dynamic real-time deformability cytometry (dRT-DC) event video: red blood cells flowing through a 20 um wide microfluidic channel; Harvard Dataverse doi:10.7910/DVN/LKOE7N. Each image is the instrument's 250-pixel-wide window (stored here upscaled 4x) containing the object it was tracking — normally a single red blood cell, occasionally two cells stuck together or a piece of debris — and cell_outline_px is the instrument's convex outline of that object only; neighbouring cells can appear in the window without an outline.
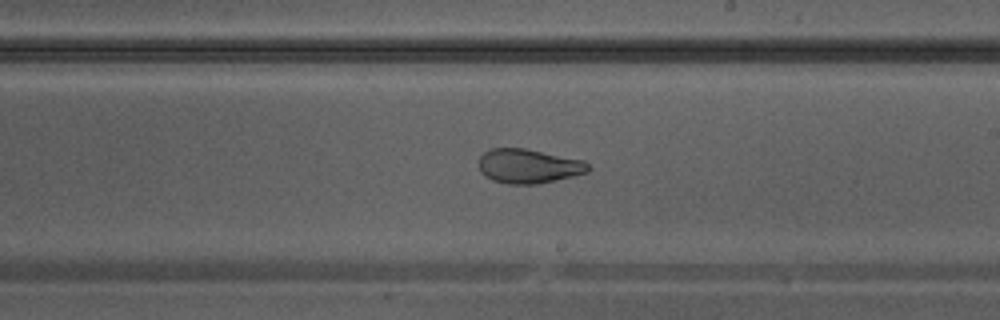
{"species": "Egyptian fruit bat (a non-hibernating species)", "species_latin": "Rousettus aegyptiacus", "temperature_condition": "warm", "stored_images_in_passage": 40, "camera_frame_rate_fps": 3000, "um_per_image_px": 0.085, "animal": {"sex": "male"}, "frame": {"image": 1, "passage_image": 24, "time_ms": 7.667, "image_size_px": [1000, 320], "cell_outline_px": [[592, 168], [588, 172], [556, 180], [536, 184], [508, 184], [492, 180], [484, 176], [480, 172], [480, 156], [488, 148], [524, 148], [584, 160]], "centroid_in_image_um": [44.92, 14.12], "position_along_channel_um": 244.1, "area_um2": 21.96}}